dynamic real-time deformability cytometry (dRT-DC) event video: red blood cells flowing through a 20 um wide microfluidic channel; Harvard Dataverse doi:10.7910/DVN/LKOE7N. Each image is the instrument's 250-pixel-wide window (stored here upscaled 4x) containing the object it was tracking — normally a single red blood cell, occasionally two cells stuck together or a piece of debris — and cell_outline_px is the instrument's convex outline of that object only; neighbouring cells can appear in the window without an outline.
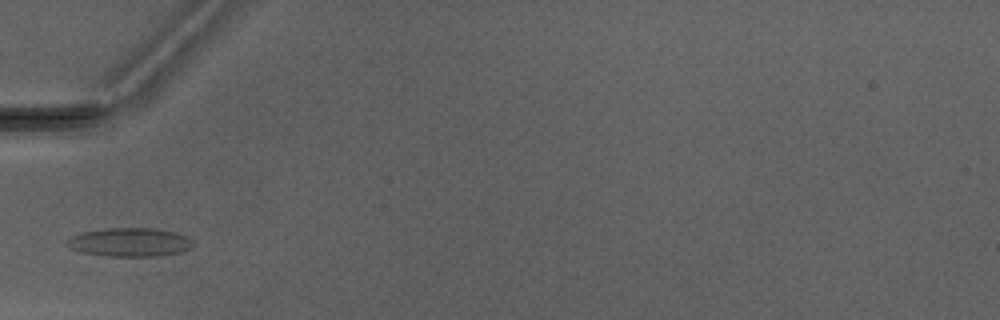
{"species": "Egyptian fruit bat (a non-hibernating species)", "species_latin": "Rousettus aegyptiacus", "temperature_condition": "warm", "stored_images_in_passage": 3, "camera_frame_rate_fps": 3000, "um_per_image_px": 0.085, "animal": {"sex": "male"}, "frame": {"image": 1, "passage_image": 3, "time_ms": 2.333, "image_size_px": [1000, 320], "cell_outline_px": [[192, 248], [180, 252], [160, 256], [108, 256], [80, 252], [68, 248], [64, 244], [64, 240], [68, 236], [84, 232], [108, 228], [152, 228], [176, 232], [188, 236], [192, 240]], "centroid_in_image_um": [10.98, 20.59], "position_along_channel_um": 74.0, "area_um2": 21.39}}